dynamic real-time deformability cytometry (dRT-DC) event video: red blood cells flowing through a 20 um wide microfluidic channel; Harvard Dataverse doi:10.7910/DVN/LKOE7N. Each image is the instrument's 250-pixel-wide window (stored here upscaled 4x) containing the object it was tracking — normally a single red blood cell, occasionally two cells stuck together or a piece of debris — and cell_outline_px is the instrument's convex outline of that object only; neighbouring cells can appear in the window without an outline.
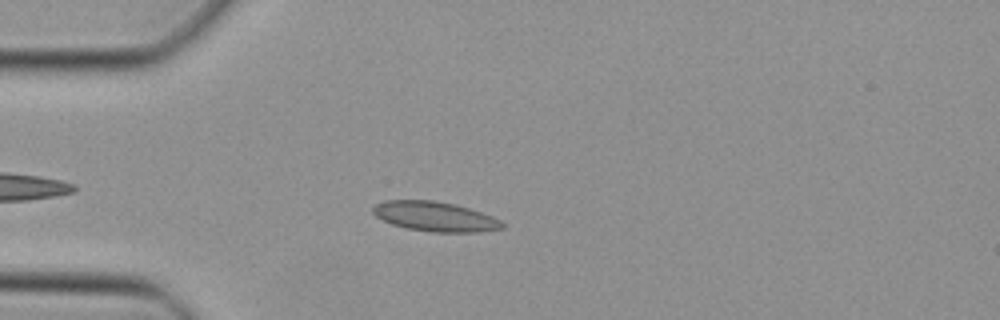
{"species": "Egyptian fruit bat (a non-hibernating species)", "species_latin": "Rousettus aegyptiacus", "temperature_condition": "cold", "stored_images_in_passage": 39, "camera_frame_rate_fps": 3000, "um_per_image_px": 0.085, "animal": {"sex": "female"}, "frame": {"image": 1, "passage_image": 5, "time_ms": 1.333, "image_size_px": [1000, 320], "cell_outline_px": [[504, 228], [476, 232], [432, 232], [408, 228], [392, 224], [376, 216], [372, 212], [372, 208], [376, 204], [384, 200], [432, 200], [456, 204], [492, 216], [500, 220], [504, 224]], "centroid_in_image_um": [36.97, 18.4], "position_along_channel_um": 48.0, "area_um2": 22.25}}
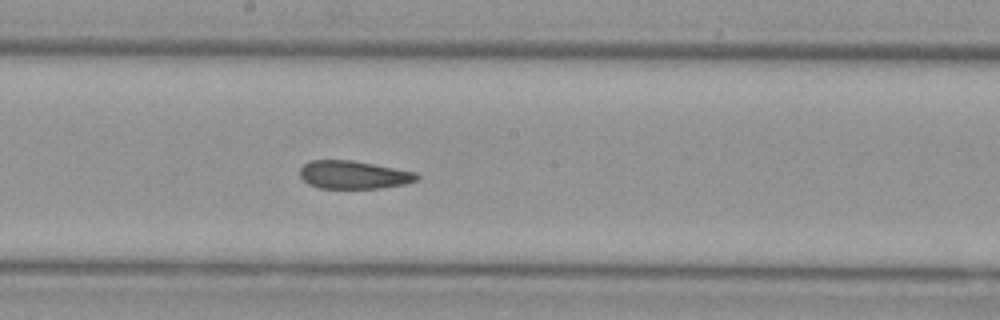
{"frame": {"image": 2, "passage_image": 18, "time_ms": 5.667, "image_size_px": [1000, 320], "cell_outline_px": [[420, 176], [416, 180], [404, 184], [380, 188], [320, 188], [308, 184], [300, 176], [300, 168], [304, 164], [312, 160], [352, 160], [416, 172]], "centroid_in_image_um": [30.04, 14.86], "position_along_channel_um": 218.2, "area_um2": 19.02}}
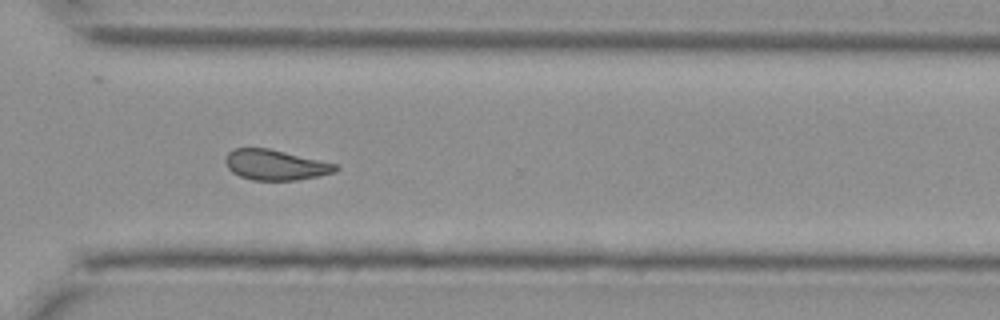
{"frame": {"image": 3, "passage_image": 27, "time_ms": 8.667, "image_size_px": [1000, 320], "cell_outline_px": [[340, 168], [336, 172], [320, 176], [296, 180], [252, 180], [240, 176], [232, 172], [228, 168], [224, 160], [228, 152], [232, 148], [268, 148], [336, 164]], "centroid_in_image_um": [23.4, 14.02], "position_along_channel_um": 347.2, "area_um2": 19.48}}